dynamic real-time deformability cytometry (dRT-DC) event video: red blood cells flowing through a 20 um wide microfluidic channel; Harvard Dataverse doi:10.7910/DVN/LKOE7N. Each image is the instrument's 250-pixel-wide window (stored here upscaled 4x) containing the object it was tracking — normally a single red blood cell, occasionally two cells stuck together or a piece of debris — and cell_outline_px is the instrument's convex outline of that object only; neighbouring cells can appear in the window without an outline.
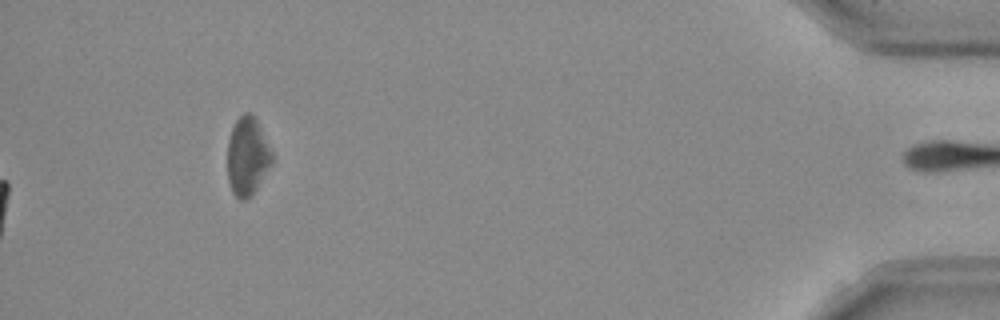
{"species": "Egyptian fruit bat (a non-hibernating species)", "species_latin": "Rousettus aegyptiacus", "temperature_condition": "room temperature", "stored_images_in_passage": 41, "camera_frame_rate_fps": 3000, "um_per_image_px": 0.085, "frame": {"image": 1, "passage_image": 41, "time_ms": 13.333, "image_size_px": [1000, 320], "cell_outline_px": [[272, 160], [252, 196], [244, 200], [240, 200], [232, 192], [228, 180], [228, 140], [232, 128], [236, 120], [244, 112], [252, 112], [272, 152]], "centroid_in_image_um": [21.0, 13.28], "position_along_channel_um": 414.2, "area_um2": 19.94}, "authors_computed_cell_mechanics": {"area_um2": 22.7732, "velocity_mm_per_s": 3.9597, "shape_relaxation_time_tau1_ms": 5.8527, "shape_relaxation_time_tau2_ms": 9.7223, "deformation_change_tau1": 0.196, "deformation_change_tau2": 0.2233}}